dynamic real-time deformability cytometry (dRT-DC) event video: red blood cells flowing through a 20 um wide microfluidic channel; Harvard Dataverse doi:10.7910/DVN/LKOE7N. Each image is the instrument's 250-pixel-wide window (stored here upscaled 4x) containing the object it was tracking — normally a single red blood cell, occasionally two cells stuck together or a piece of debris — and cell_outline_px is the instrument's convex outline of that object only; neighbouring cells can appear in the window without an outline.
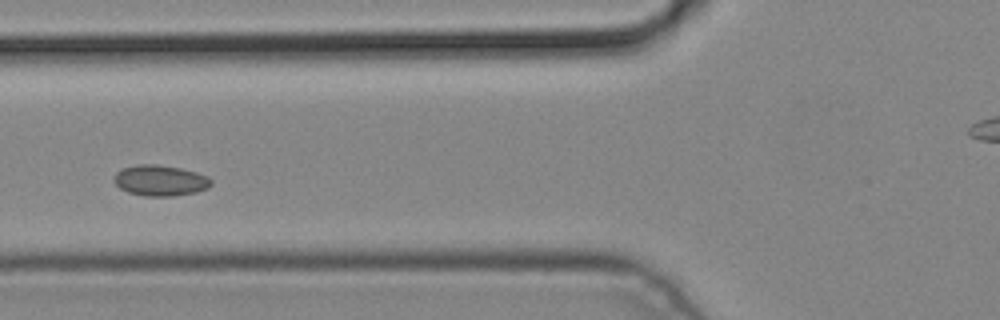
{"species": "common noctule bat (a hibernating species)", "species_latin": "Nyctalus noctula", "temperature_condition": "cold", "stored_images_in_passage": 4, "camera_frame_rate_fps": 3000, "um_per_image_px": 0.085, "animal": {"sex": "male", "body_mass_g": 19.2, "forearm_length_mm": 51.8}, "frame": {"image": 1, "passage_image": 4, "time_ms": 1.0, "image_size_px": [1000, 320], "cell_outline_px": [[212, 184], [208, 188], [196, 192], [172, 196], [144, 196], [128, 192], [120, 188], [112, 180], [116, 172], [120, 168], [136, 164], [156, 164], [180, 168], [196, 172], [208, 176], [212, 180]], "centroid_in_image_um": [13.6, 15.33], "position_along_channel_um": 112.2, "area_um2": 17.63}}